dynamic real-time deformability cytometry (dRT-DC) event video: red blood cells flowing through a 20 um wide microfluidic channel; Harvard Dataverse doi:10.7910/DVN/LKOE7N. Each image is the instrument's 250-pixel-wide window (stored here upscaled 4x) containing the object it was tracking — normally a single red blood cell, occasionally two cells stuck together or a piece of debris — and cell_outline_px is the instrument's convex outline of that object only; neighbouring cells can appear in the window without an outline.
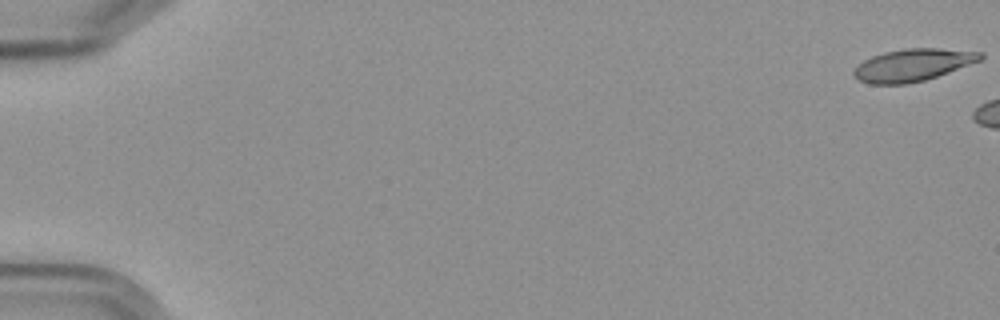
{"species": "Egyptian fruit bat (a non-hibernating species)", "species_latin": "Rousettus aegyptiacus", "temperature_condition": "cold", "stored_images_in_passage": 3, "camera_frame_rate_fps": 3000, "um_per_image_px": 0.085, "frame": {"image": 1, "passage_image": 1, "time_ms": 0.0, "image_size_px": [1000, 320], "cell_outline_px": [[984, 56], [980, 60], [936, 76], [924, 80], [908, 84], [868, 84], [852, 76], [852, 72], [864, 60], [872, 56], [884, 52], [904, 48], [940, 48], [984, 52]], "centroid_in_image_um": [77.57, 5.52], "position_along_channel_um": 7.4, "area_um2": 23.7}}